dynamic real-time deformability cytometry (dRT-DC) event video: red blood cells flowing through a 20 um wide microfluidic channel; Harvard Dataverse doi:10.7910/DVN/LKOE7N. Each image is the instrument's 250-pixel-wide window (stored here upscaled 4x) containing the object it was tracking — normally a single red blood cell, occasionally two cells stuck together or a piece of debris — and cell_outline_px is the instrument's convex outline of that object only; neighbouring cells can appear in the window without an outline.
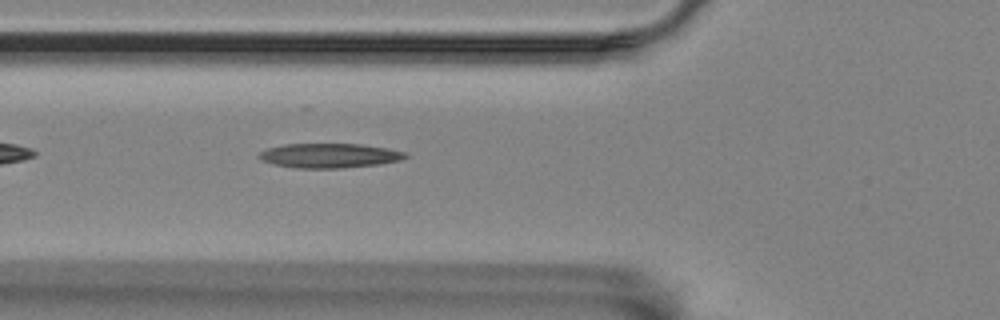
{"species": "Egyptian fruit bat (a non-hibernating species)", "species_latin": "Rousettus aegyptiacus", "temperature_condition": "room temperature", "stored_images_in_passage": 25, "camera_frame_rate_fps": 3000, "um_per_image_px": 0.085, "animal": {"sex": "female"}, "frame": {"image": 1, "passage_image": 5, "time_ms": 1.333, "image_size_px": [1000, 320], "cell_outline_px": [[408, 156], [400, 160], [380, 164], [340, 168], [296, 168], [272, 164], [260, 160], [256, 156], [260, 152], [268, 148], [284, 144], [360, 144], [388, 148], [404, 152]], "centroid_in_image_um": [27.95, 13.23], "position_along_channel_um": 97.8, "area_um2": 20.92}}
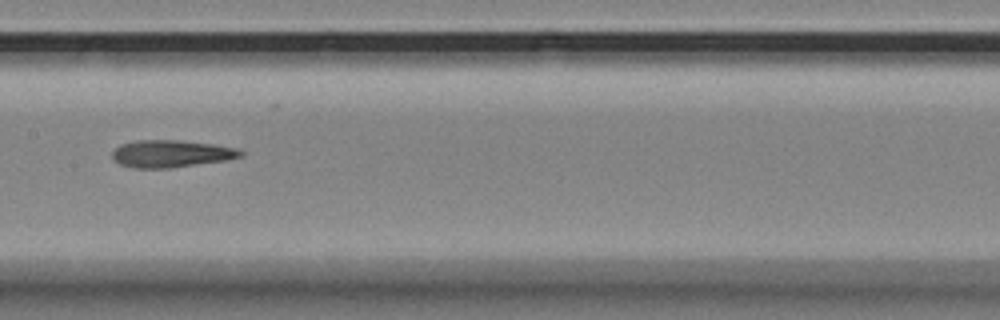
{"frame": {"image": 2, "passage_image": 13, "time_ms": 4.0, "image_size_px": [1000, 320], "cell_outline_px": [[244, 156], [228, 160], [168, 168], [136, 168], [120, 164], [112, 160], [112, 152], [120, 144], [136, 140], [180, 140], [212, 144], [240, 148], [244, 152]], "centroid_in_image_um": [14.58, 13.06], "position_along_channel_um": 192.8, "area_um2": 20.58}}
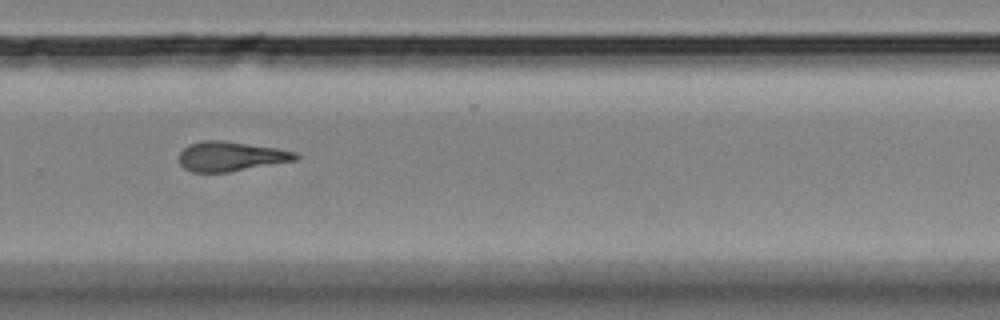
{"frame": {"image": 3, "passage_image": 23, "time_ms": 7.333, "image_size_px": [1000, 320], "cell_outline_px": [[300, 156], [296, 160], [228, 172], [192, 172], [184, 168], [180, 164], [180, 152], [188, 144], [200, 140], [220, 140], [276, 148], [296, 152]], "centroid_in_image_um": [19.59, 13.29], "position_along_channel_um": 310.2, "area_um2": 20.0}}